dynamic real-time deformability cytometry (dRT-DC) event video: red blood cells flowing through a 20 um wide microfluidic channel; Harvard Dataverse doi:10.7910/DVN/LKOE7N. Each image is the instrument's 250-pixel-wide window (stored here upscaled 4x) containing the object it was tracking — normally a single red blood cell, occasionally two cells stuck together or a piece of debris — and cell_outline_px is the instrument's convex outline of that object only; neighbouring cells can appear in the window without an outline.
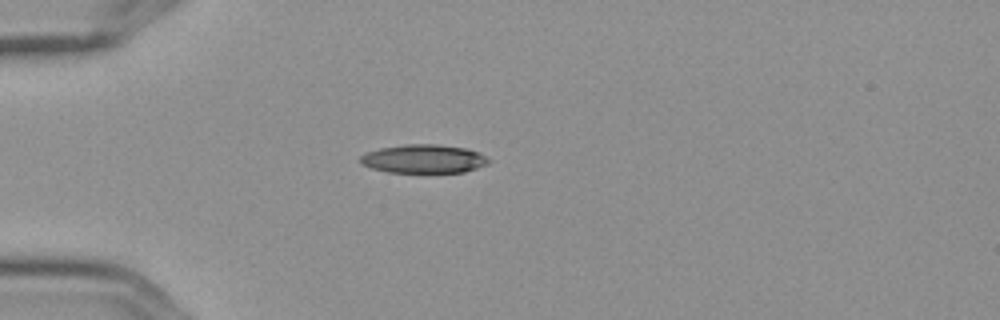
{"species": "Egyptian fruit bat (a non-hibernating species)", "species_latin": "Rousettus aegyptiacus", "temperature_condition": "cold", "stored_images_in_passage": 6, "camera_frame_rate_fps": 3000, "um_per_image_px": 0.085, "frame": {"image": 1, "passage_image": 6, "time_ms": 1.667, "image_size_px": [1000, 320], "cell_outline_px": [[492, 160], [488, 164], [464, 172], [388, 172], [372, 168], [360, 164], [360, 156], [368, 152], [380, 148], [408, 144], [436, 144], [464, 148], [480, 152]], "centroid_in_image_um": [36.04, 13.5], "position_along_channel_um": 49.0, "area_um2": 21.33}}